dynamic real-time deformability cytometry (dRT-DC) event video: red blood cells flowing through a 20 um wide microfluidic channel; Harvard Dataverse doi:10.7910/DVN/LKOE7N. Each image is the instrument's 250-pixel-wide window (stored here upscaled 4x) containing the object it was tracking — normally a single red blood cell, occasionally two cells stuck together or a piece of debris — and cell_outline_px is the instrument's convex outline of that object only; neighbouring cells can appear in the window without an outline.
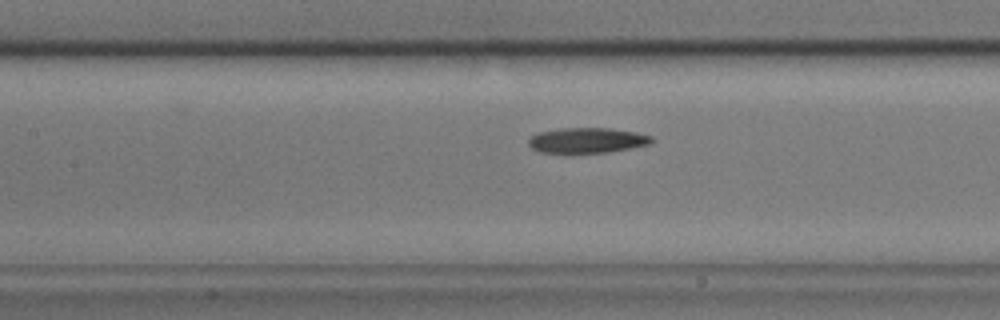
{"species": "common noctule bat (a hibernating species)", "species_latin": "Nyctalus noctula", "temperature_condition": "cold", "stored_images_in_passage": 38, "camera_frame_rate_fps": 3000, "um_per_image_px": 0.085, "animal": {"sex": "male", "body_mass_g": 17.9}, "frame": {"image": 1, "passage_image": 11, "time_ms": 3.333, "image_size_px": [1000, 320], "cell_outline_px": [[652, 144], [632, 148], [608, 152], [540, 152], [532, 148], [528, 144], [528, 140], [532, 136], [540, 132], [560, 128], [608, 128], [636, 132], [652, 136]], "centroid_in_image_um": [49.94, 11.92], "position_along_channel_um": 157.5, "area_um2": 17.98}}
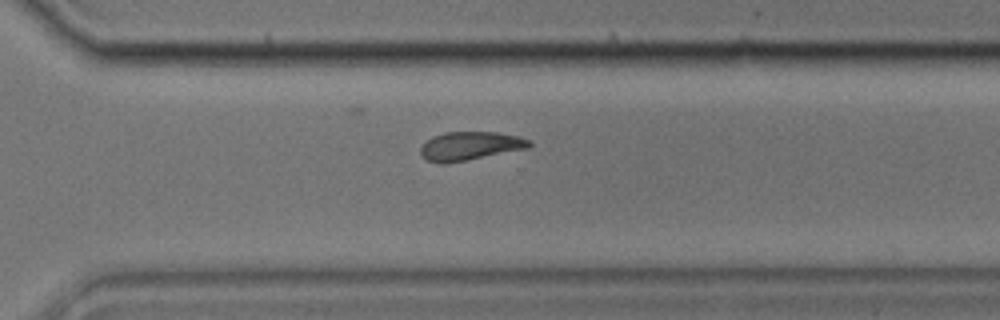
{"frame": {"image": 2, "passage_image": 26, "time_ms": 8.333, "image_size_px": [1000, 320], "cell_outline_px": [[532, 144], [528, 148], [444, 164], [440, 164], [428, 160], [420, 152], [420, 148], [432, 136], [444, 132], [496, 132], [516, 136], [532, 140]], "centroid_in_image_um": [39.96, 12.4], "position_along_channel_um": 330.6, "area_um2": 17.86}}
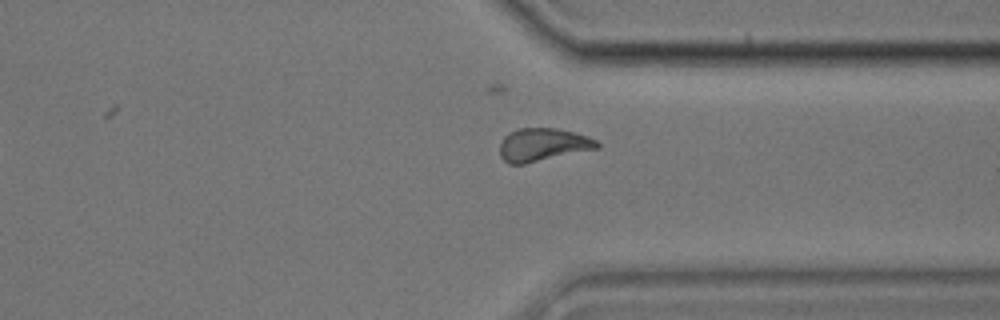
{"frame": {"image": 3, "passage_image": 29, "time_ms": 9.333, "image_size_px": [1000, 320], "cell_outline_px": [[600, 148], [524, 164], [508, 164], [500, 156], [500, 144], [504, 136], [508, 132], [520, 128], [556, 128], [588, 136], [596, 140], [600, 144]], "centroid_in_image_um": [46.14, 12.3], "position_along_channel_um": 365.3, "area_um2": 18.79}, "authors_computed_cell_mechanics": {"area_um2": 18.3515, "velocity_mm_per_s": 3.4781, "shape_relaxation_time_tau1_ms": 4.8324, "shape_relaxation_time_tau2_ms": null, "deformation_change_tau1": 0.1327, "deformation_change_tau2": null}}